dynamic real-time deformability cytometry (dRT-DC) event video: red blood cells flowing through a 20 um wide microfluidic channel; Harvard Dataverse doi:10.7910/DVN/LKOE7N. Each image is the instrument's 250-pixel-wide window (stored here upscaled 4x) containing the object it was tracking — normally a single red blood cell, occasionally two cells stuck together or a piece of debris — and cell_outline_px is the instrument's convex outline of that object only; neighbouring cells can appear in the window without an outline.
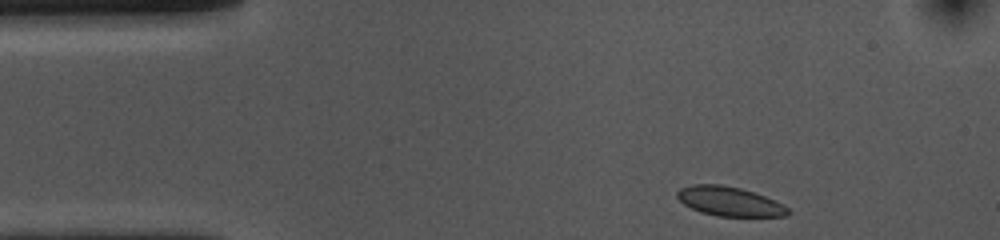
{"species": "common noctule bat (a hibernating species)", "species_latin": "Nyctalus noctula", "temperature_condition": "cold", "stored_images_in_passage": 38, "camera_frame_rate_fps": 3000, "um_per_image_px": 0.085, "animal": {"sex": "female", "body_mass_g": 10.0, "forearm_length_mm": 53.1}, "frame": {"image": 1, "passage_image": 1, "time_ms": 0.0, "image_size_px": [1000, 240], "cell_outline_px": [[788, 216], [716, 216], [700, 212], [684, 204], [676, 196], [676, 192], [680, 188], [692, 184], [724, 184], [740, 188], [776, 200], [784, 204], [788, 208]], "centroid_in_image_um": [61.99, 17.11], "position_along_channel_um": 23.0, "area_um2": 18.96}}
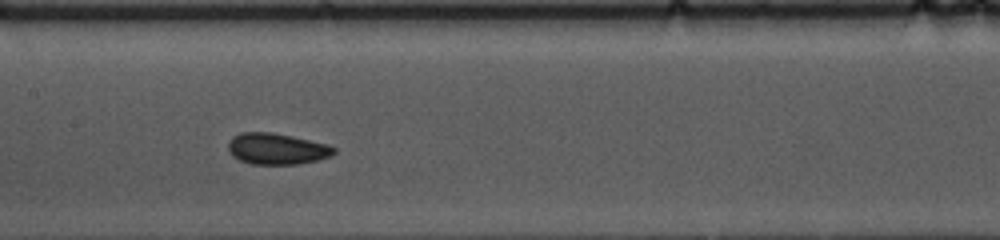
{"frame": {"image": 2, "passage_image": 19, "time_ms": 6.0, "image_size_px": [1000, 240], "cell_outline_px": [[336, 152], [332, 156], [316, 160], [296, 164], [252, 164], [240, 160], [232, 156], [228, 152], [228, 144], [232, 136], [240, 132], [272, 132], [292, 136], [328, 144], [336, 148]], "centroid_in_image_um": [23.52, 12.64], "position_along_channel_um": 183.9, "area_um2": 19.36}}
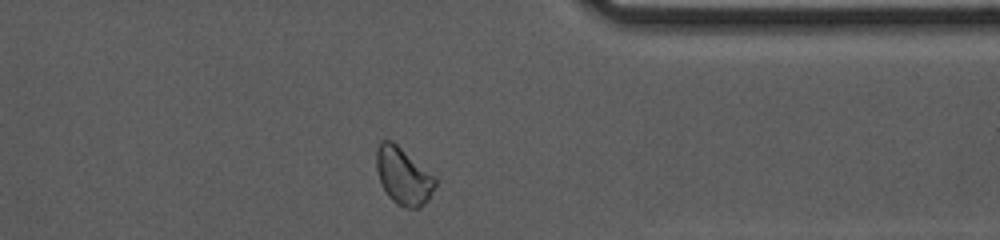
{"frame": {"image": 3, "passage_image": 36, "time_ms": 11.667, "image_size_px": [1000, 240], "cell_outline_px": [[436, 184], [428, 200], [420, 208], [404, 208], [396, 204], [388, 196], [380, 180], [376, 168], [376, 152], [380, 140], [392, 140], [436, 176]], "centroid_in_image_um": [34.29, 14.96], "position_along_channel_um": 377.1, "area_um2": 19.71}, "authors_computed_cell_mechanics": {"area_um2": 19.1029, "velocity_mm_per_s": 3.608, "shape_relaxation_time_tau1_ms": 2.9472, "shape_relaxation_time_tau2_ms": 1.1586, "deformation_change_tau1": 0.0602, "deformation_change_tau2": 0.0446}}